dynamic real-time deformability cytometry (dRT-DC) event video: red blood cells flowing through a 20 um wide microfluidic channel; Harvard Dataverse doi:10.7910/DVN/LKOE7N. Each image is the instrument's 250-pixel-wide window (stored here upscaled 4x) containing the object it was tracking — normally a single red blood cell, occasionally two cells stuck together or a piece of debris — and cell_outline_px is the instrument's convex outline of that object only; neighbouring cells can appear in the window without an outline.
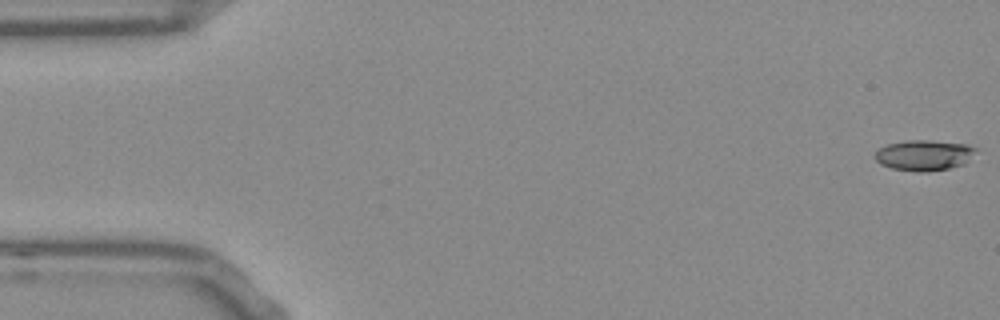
{"species": "Egyptian fruit bat (a non-hibernating species)", "species_latin": "Rousettus aegyptiacus", "temperature_condition": "room temperature", "stored_images_in_passage": 13, "camera_frame_rate_fps": 3000, "um_per_image_px": 0.085, "frame": {"image": 1, "passage_image": 1, "time_ms": 0.0, "image_size_px": [1000, 320], "cell_outline_px": [[976, 148], [964, 164], [948, 168], [920, 172], [892, 168], [880, 164], [872, 156], [880, 148], [888, 144], [908, 140], [928, 140], [968, 144]], "centroid_in_image_um": [78.49, 13.18], "position_along_channel_um": 6.5, "area_um2": 17.69}}
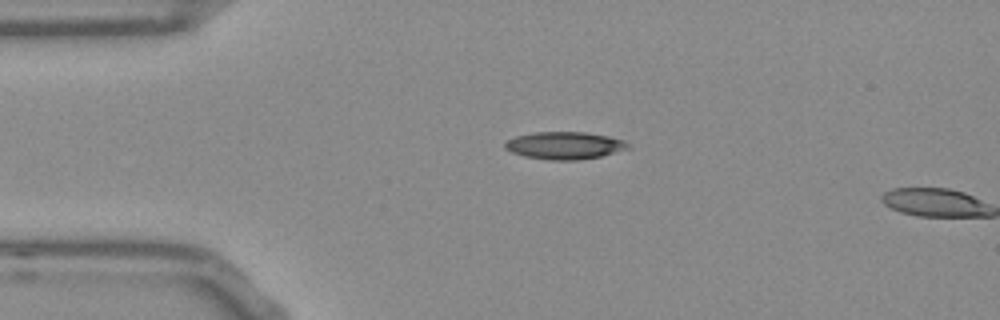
{"frame": {"image": 2, "passage_image": 12, "time_ms": 3.667, "image_size_px": [1000, 320], "cell_outline_px": [[632, 148], [600, 156], [576, 160], [548, 160], [524, 156], [512, 152], [504, 148], [504, 140], [516, 136], [536, 132], [584, 132], [608, 136], [624, 140]], "centroid_in_image_um": [47.97, 12.36], "position_along_channel_um": 37.0, "area_um2": 19.71}}